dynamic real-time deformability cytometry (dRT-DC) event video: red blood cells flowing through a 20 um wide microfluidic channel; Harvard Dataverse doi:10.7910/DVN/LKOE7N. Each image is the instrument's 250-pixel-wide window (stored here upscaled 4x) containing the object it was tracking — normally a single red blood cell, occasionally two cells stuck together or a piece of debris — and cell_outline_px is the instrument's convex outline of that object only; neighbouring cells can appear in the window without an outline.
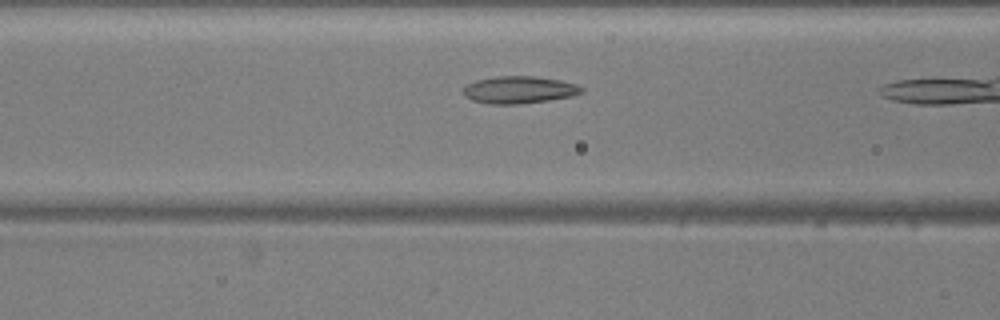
{"species": "common noctule bat (a hibernating species)", "species_latin": "Nyctalus noctula", "temperature_condition": "warm", "stored_images_in_passage": 27, "camera_frame_rate_fps": 3000, "um_per_image_px": 0.085, "animal": {"sex": "male", "body_mass_g": 20.5, "forearm_length_mm": 52.5}, "frame": {"image": 1, "passage_image": 12, "time_ms": 3.667, "image_size_px": [1000, 320], "cell_outline_px": [[584, 92], [572, 96], [548, 100], [520, 104], [488, 104], [472, 100], [464, 96], [460, 92], [460, 88], [476, 80], [496, 76], [532, 76], [560, 80], [576, 84], [584, 88]], "centroid_in_image_um": [44.08, 7.64], "position_along_channel_um": 122.5, "area_um2": 19.02}}